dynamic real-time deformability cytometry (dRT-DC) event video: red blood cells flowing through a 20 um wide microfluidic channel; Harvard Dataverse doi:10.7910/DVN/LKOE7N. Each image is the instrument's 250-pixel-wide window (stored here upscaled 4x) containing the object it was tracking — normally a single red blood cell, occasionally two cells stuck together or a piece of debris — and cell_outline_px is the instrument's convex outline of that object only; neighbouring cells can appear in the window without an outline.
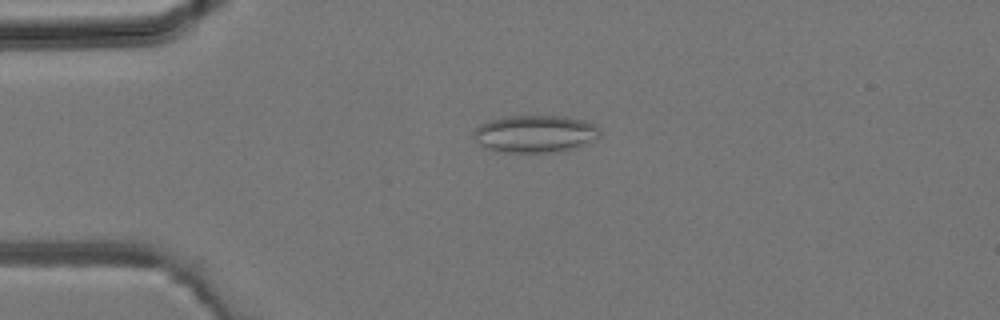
{"species": "common noctule bat (a hibernating species)", "species_latin": "Nyctalus noctula", "temperature_condition": "room temperature", "stored_images_in_passage": 4, "camera_frame_rate_fps": 3000, "um_per_image_px": 0.085, "animal": {"sex": "male", "body_mass_g": 19.2, "forearm_length_mm": 51.8}, "frame": {"image": 1, "passage_image": 3, "time_ms": 0.667, "image_size_px": [1000, 320], "cell_outline_px": [[600, 136], [576, 148], [564, 152], [496, 152], [480, 144], [472, 136], [472, 132], [480, 124], [504, 116], [564, 116], [584, 120], [596, 124], [600, 128]], "centroid_in_image_um": [45.5, 11.38], "position_along_channel_um": 39.5, "area_um2": 27.74}}